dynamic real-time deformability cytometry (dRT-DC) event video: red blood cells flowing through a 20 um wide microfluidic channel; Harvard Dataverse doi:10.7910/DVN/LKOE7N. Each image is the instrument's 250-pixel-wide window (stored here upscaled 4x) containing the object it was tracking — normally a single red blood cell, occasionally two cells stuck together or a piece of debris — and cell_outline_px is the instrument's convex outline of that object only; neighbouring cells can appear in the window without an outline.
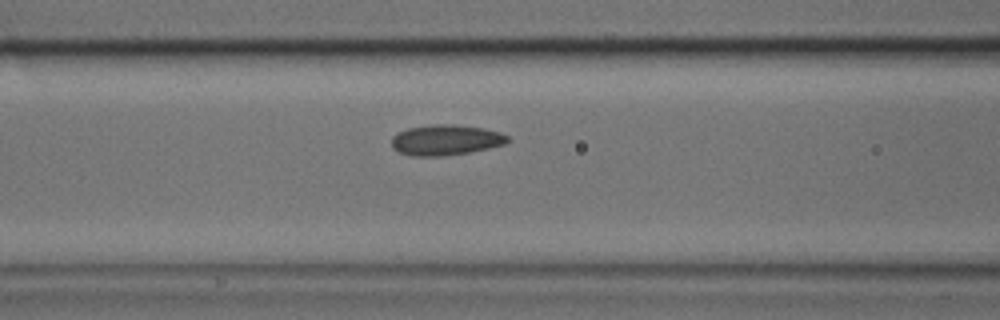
{"species": "common noctule bat (a hibernating species)", "species_latin": "Nyctalus noctula", "temperature_condition": "cold", "stored_images_in_passage": 32, "camera_frame_rate_fps": 3000, "um_per_image_px": 0.085, "animal": {"sex": "male", "body_mass_g": 17.9, "forearm_length_mm": 54.2}, "frame": {"image": 1, "passage_image": 15, "time_ms": 4.667, "image_size_px": [1000, 320], "cell_outline_px": [[512, 140], [504, 144], [488, 148], [468, 152], [444, 156], [412, 156], [400, 152], [392, 148], [392, 136], [408, 128], [432, 124], [452, 124], [484, 128], [500, 132], [508, 136]], "centroid_in_image_um": [37.9, 11.89], "position_along_channel_um": 128.7, "area_um2": 20.63}}
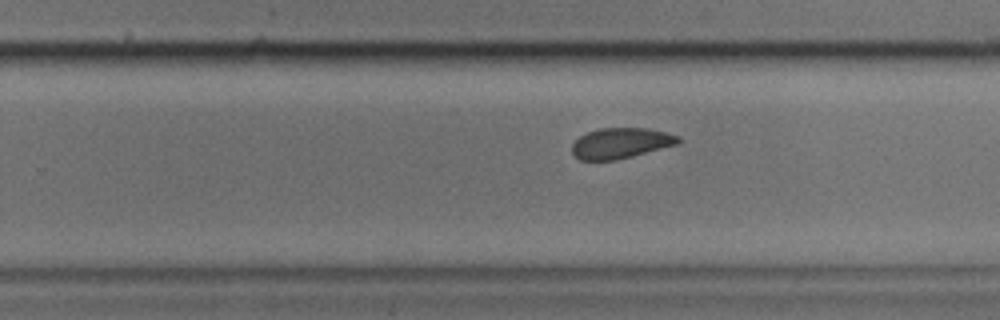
{"frame": {"image": 2, "passage_image": 26, "time_ms": 8.333, "image_size_px": [1000, 320], "cell_outline_px": [[680, 144], [616, 160], [580, 160], [572, 152], [572, 144], [580, 136], [588, 132], [600, 128], [648, 128], [680, 136]], "centroid_in_image_um": [52.79, 12.17], "position_along_channel_um": 277.0, "area_um2": 18.9}}
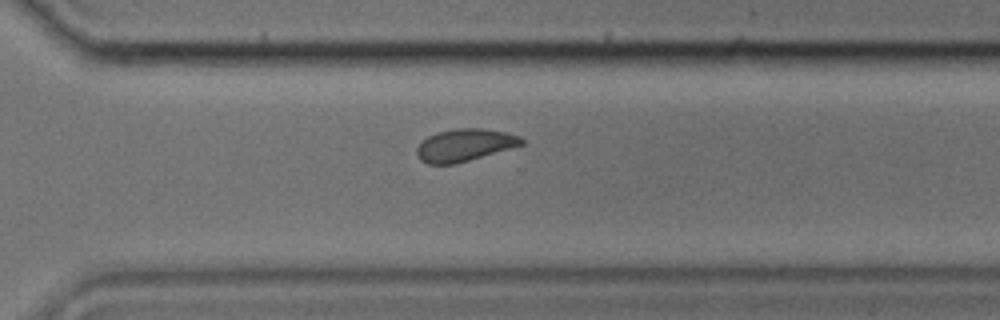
{"frame": {"image": 3, "passage_image": 30, "time_ms": 9.667, "image_size_px": [1000, 320], "cell_outline_px": [[524, 144], [456, 164], [428, 164], [420, 160], [416, 152], [416, 148], [428, 136], [436, 132], [456, 128], [484, 128], [508, 132], [520, 136], [524, 140]], "centroid_in_image_um": [39.5, 12.32], "position_along_channel_um": 331.1, "area_um2": 19.83}}